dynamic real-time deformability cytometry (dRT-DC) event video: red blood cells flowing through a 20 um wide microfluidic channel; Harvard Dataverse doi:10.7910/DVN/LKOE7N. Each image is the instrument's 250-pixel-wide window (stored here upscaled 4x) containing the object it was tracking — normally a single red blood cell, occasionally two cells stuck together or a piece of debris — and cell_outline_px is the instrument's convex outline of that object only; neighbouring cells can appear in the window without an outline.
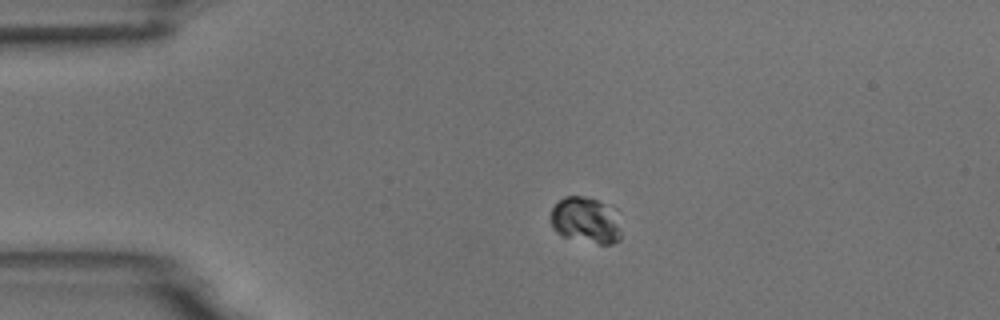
{"species": "common noctule bat (a hibernating species)", "species_latin": "Nyctalus noctula", "temperature_condition": "room temperature", "stored_images_in_passage": 5, "camera_frame_rate_fps": 3000, "um_per_image_px": 0.085, "animal": {"sex": "male", "body_mass_g": 18.8}, "frame": {"image": 1, "passage_image": 3, "time_ms": 2.0, "image_size_px": [1000, 320], "cell_outline_px": [[620, 240], [612, 244], [600, 244], [564, 236], [556, 232], [552, 228], [552, 208], [564, 196], [584, 196], [596, 200], [608, 208], [620, 232]], "centroid_in_image_um": [49.7, 18.74], "position_along_channel_um": 35.3, "area_um2": 17.98}}
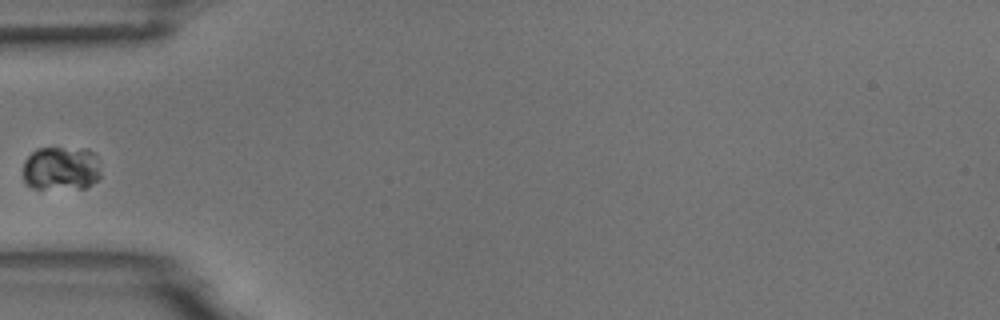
{"frame": {"image": 2, "passage_image": 5, "time_ms": 4.333, "image_size_px": [1000, 320], "cell_outline_px": [[100, 180], [84, 188], [32, 188], [24, 180], [24, 160], [36, 148], [84, 148], [92, 152], [96, 156], [100, 172]], "centroid_in_image_um": [5.21, 14.31], "position_along_channel_um": 79.8, "area_um2": 20.0}}